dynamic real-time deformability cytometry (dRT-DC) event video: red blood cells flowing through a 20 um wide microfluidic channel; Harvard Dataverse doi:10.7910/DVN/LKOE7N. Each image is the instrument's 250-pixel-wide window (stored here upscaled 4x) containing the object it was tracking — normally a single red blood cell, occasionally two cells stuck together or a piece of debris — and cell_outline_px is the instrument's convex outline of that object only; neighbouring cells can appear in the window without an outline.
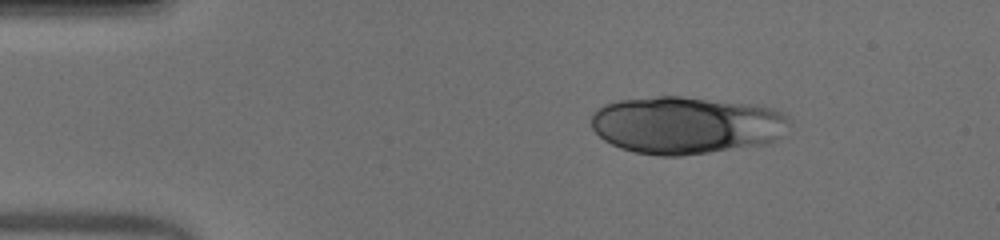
{"species": "human", "species_latin": "Homo sapiens", "temperature_condition": "warm", "stored_images_in_passage": 50, "camera_frame_rate_fps": 3000, "um_per_image_px": 0.085, "donor": {"sex": "male"}, "frame": {"image": 1, "passage_image": 8, "time_ms": 2.333, "image_size_px": [1000, 240], "cell_outline_px": [[792, 128], [776, 140], [768, 144], [680, 156], [660, 156], [636, 152], [620, 148], [604, 140], [592, 128], [592, 112], [596, 108], [604, 104], [616, 100], [656, 96], [680, 96], [756, 104], [776, 108], [788, 116], [792, 120]], "centroid_in_image_um": [58.4, 10.62], "position_along_channel_um": 26.6, "area_um2": 67.45}}